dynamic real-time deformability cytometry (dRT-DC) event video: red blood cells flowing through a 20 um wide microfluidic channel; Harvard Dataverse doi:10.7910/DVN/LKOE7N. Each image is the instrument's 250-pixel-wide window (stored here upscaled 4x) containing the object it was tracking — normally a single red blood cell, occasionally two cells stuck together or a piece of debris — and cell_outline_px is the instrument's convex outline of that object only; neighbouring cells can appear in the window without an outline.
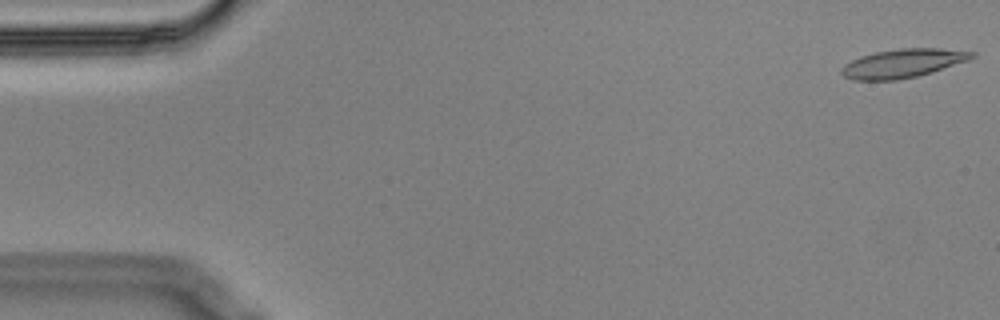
{"species": "Egyptian fruit bat (a non-hibernating species)", "species_latin": "Rousettus aegyptiacus", "temperature_condition": "cold", "stored_images_in_passage": 56, "camera_frame_rate_fps": 3000, "um_per_image_px": 0.085, "animal": {"sex": "male"}, "frame": {"image": 1, "passage_image": 1, "time_ms": 0.0, "image_size_px": [1000, 320], "cell_outline_px": [[976, 56], [968, 60], [932, 72], [916, 76], [896, 80], [852, 80], [844, 76], [840, 72], [840, 68], [844, 64], [860, 56], [876, 52], [900, 48], [940, 48], [976, 52]], "centroid_in_image_um": [76.73, 5.38], "position_along_channel_um": 8.3, "area_um2": 21.79}}
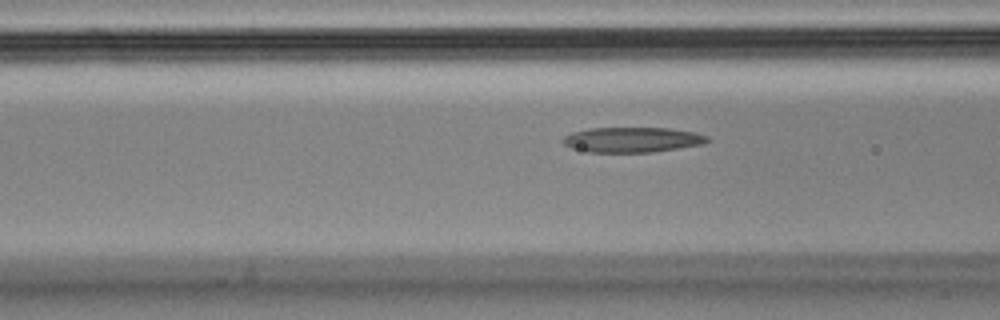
{"frame": {"image": 2, "passage_image": 21, "time_ms": 6.667, "image_size_px": [1000, 320], "cell_outline_px": [[712, 140], [704, 144], [652, 152], [588, 152], [572, 148], [564, 144], [560, 140], [564, 136], [572, 132], [588, 128], [668, 128], [692, 132], [708, 136]], "centroid_in_image_um": [53.73, 11.88], "position_along_channel_um": 112.9, "area_um2": 21.21}}
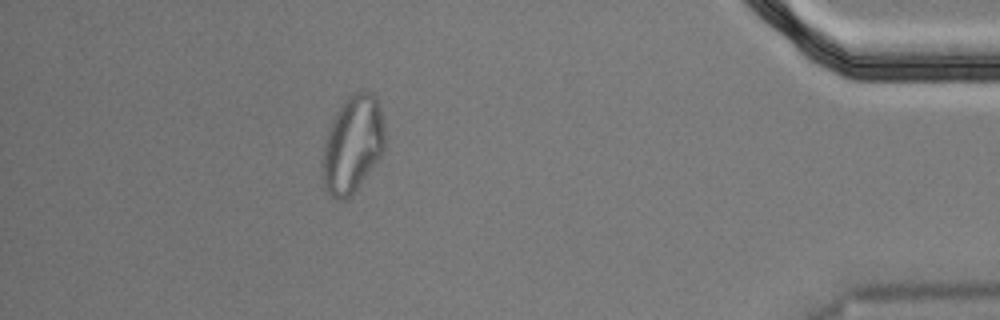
{"frame": {"image": 3, "passage_image": 50, "time_ms": 16.333, "image_size_px": [1000, 320], "cell_outline_px": [[384, 148], [380, 156], [352, 196], [344, 200], [336, 200], [324, 188], [320, 172], [320, 160], [324, 140], [328, 128], [332, 120], [344, 100], [348, 96], [364, 88], [372, 92], [376, 96], [380, 108], [384, 124]], "centroid_in_image_um": [29.92, 12.28], "position_along_channel_um": 405.3, "area_um2": 36.01}, "authors_computed_cell_mechanics": {"area_um2": 22.3975, "velocity_mm_per_s": 3.5292, "shape_relaxation_time_tau1_ms": null, "shape_relaxation_time_tau2_ms": 3.3642, "deformation_change_tau1": null, "deformation_change_tau2": 0.1216}}